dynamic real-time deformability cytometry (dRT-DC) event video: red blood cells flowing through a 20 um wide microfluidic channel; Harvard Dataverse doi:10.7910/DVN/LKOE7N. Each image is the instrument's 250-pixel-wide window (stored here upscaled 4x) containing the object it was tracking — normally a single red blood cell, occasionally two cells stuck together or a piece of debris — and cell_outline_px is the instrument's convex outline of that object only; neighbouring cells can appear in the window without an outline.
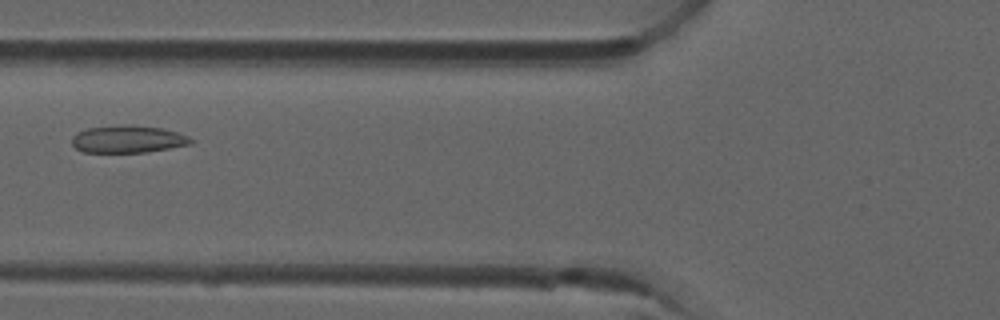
{"species": "common noctule bat (a hibernating species)", "species_latin": "Nyctalus noctula", "temperature_condition": "room temperature", "stored_images_in_passage": 6, "camera_frame_rate_fps": 3000, "um_per_image_px": 0.085, "animal": {"sex": "male", "forearm_length_mm": 52.5}, "frame": {"image": 1, "passage_image": 5, "time_ms": 1.333, "image_size_px": [1000, 320], "cell_outline_px": [[192, 144], [144, 152], [84, 152], [76, 148], [72, 144], [72, 136], [88, 128], [124, 124], [160, 128], [176, 132], [188, 136], [192, 140]], "centroid_in_image_um": [10.86, 11.83], "position_along_channel_um": 114.9, "area_um2": 18.67}}
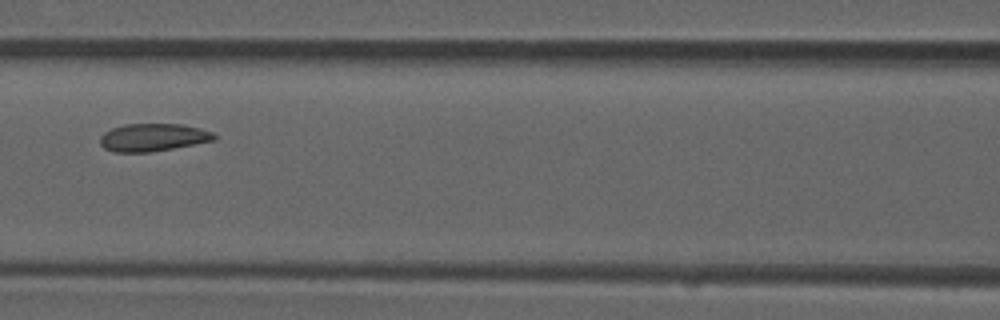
{"frame": {"image": 2, "passage_image": 6, "time_ms": 1.667, "image_size_px": [1000, 320], "cell_outline_px": [[216, 140], [152, 152], [112, 152], [104, 148], [100, 144], [100, 136], [104, 132], [112, 128], [124, 124], [184, 124], [200, 128], [212, 132], [216, 136]], "centroid_in_image_um": [12.99, 11.68], "position_along_channel_um": 153.6, "area_um2": 18.55}}